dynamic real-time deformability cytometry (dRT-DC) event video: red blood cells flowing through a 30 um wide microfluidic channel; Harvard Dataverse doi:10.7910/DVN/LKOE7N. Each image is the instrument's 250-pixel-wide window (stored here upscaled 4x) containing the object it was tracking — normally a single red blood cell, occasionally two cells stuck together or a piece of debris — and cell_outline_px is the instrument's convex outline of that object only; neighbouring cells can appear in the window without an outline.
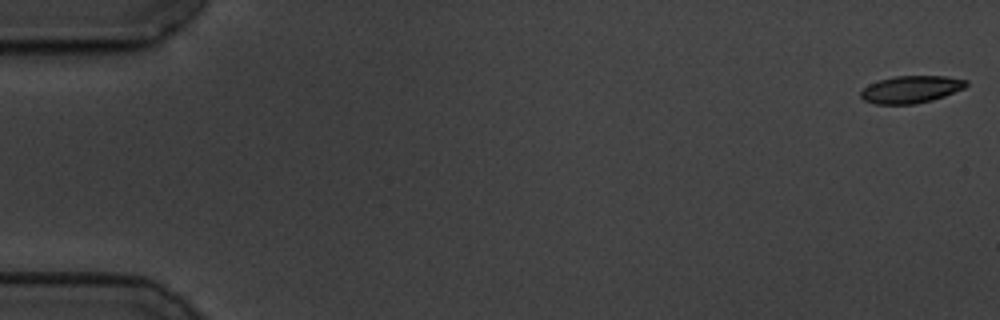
{"species": "common noctule bat (a hibernating species)", "species_latin": "Nyctalus noctula", "temperature_condition": "cold", "stored_images_in_passage": 58, "camera_frame_rate_fps": 3000, "um_per_image_px": 0.085, "animal": {"sex": "male", "body_mass_g": 19.5, "forearm_length_mm": 54.6}, "frame": {"image": 1, "passage_image": 1, "time_ms": 0.0, "image_size_px": [1000, 320], "cell_outline_px": [[968, 84], [964, 88], [944, 96], [932, 100], [916, 104], [876, 104], [864, 100], [860, 96], [860, 92], [868, 84], [880, 80], [896, 76], [948, 76], [968, 80]], "centroid_in_image_um": [77.45, 7.59], "position_along_channel_um": 7.6, "area_um2": 16.76}}
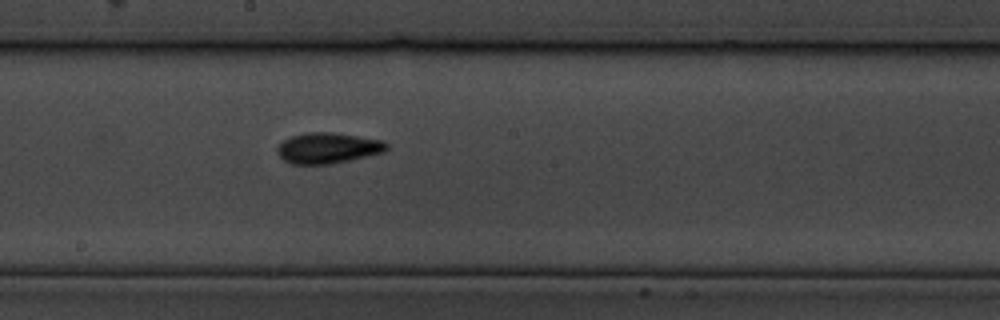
{"frame": {"image": 2, "passage_image": 32, "time_ms": 10.333, "image_size_px": [1000, 320], "cell_outline_px": [[388, 148], [384, 152], [332, 164], [292, 164], [284, 160], [280, 156], [276, 148], [284, 140], [292, 136], [304, 132], [332, 132], [384, 140], [388, 144]], "centroid_in_image_um": [27.89, 12.58], "position_along_channel_um": 220.3, "area_um2": 19.59}}
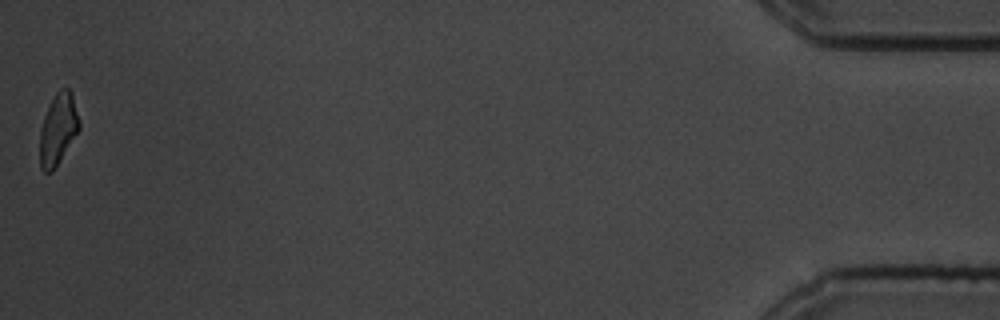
{"frame": {"image": 3, "passage_image": 58, "time_ms": 19.0, "image_size_px": [1000, 320], "cell_outline_px": [[80, 128], [52, 172], [44, 172], [40, 168], [40, 128], [44, 116], [56, 92], [60, 88], [68, 88], [72, 92], [80, 120]], "centroid_in_image_um": [4.94, 10.96], "position_along_channel_um": 430.3, "area_um2": 16.24}, "authors_computed_cell_mechanics": {"area_um2": 18.1492, "velocity_mm_per_s": 3.4857, "shape_relaxation_time_tau1_ms": 3.37, "shape_relaxation_time_tau2_ms": 3.616, "deformation_change_tau1": 0.1113, "deformation_change_tau2": 0.1027}}